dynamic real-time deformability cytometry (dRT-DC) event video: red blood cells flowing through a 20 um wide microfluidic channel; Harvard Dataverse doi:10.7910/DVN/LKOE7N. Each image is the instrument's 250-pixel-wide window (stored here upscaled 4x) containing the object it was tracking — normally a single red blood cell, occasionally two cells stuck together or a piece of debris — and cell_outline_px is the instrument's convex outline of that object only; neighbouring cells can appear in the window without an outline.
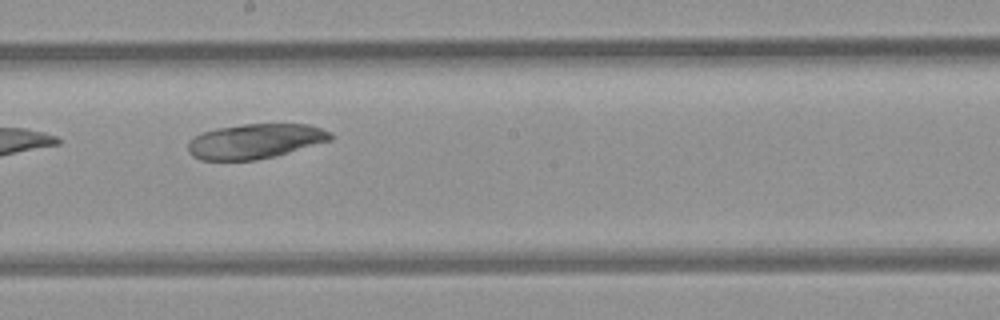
{"species": "common noctule bat (a hibernating species)", "species_latin": "Nyctalus noctula", "temperature_condition": "room temperature", "stored_images_in_passage": 11, "camera_frame_rate_fps": 3000, "um_per_image_px": 0.085, "animal": {"sex": "female", "body_mass_g": 21.9}, "frame": {"image": 1, "passage_image": 5, "time_ms": 4.667, "image_size_px": [1000, 320], "cell_outline_px": [[332, 140], [276, 156], [256, 160], [200, 160], [192, 156], [188, 152], [188, 140], [204, 132], [216, 128], [244, 124], [308, 124], [332, 132]], "centroid_in_image_um": [21.69, 12.01], "position_along_channel_um": 226.5, "area_um2": 29.02}}
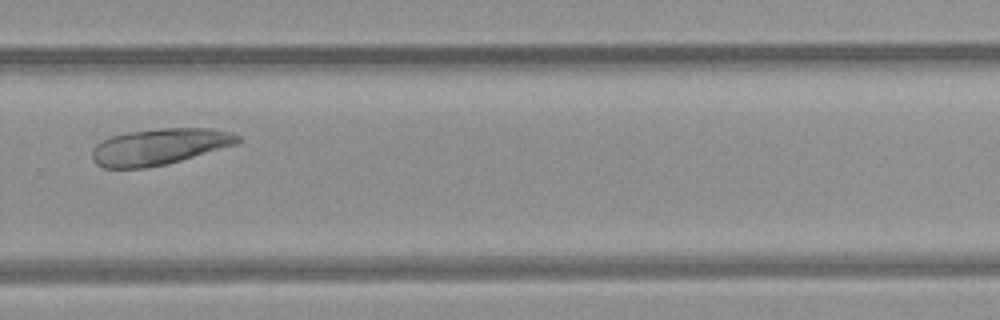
{"frame": {"image": 2, "passage_image": 7, "time_ms": 7.0, "image_size_px": [1000, 320], "cell_outline_px": [[240, 144], [180, 160], [164, 164], [144, 168], [104, 168], [96, 164], [92, 160], [92, 148], [96, 144], [112, 136], [128, 132], [160, 128], [208, 128], [228, 132], [240, 136]], "centroid_in_image_um": [13.55, 12.47], "position_along_channel_um": 316.3, "area_um2": 30.69}, "authors_computed_cell_mechanics": {"area_um2": 29.0156, "velocity_mm_per_s": 3.8631, "shape_relaxation_time_tau1_ms": 1.2208, "shape_relaxation_time_tau2_ms": null, "deformation_change_tau1": 0.0584, "deformation_change_tau2": null}}